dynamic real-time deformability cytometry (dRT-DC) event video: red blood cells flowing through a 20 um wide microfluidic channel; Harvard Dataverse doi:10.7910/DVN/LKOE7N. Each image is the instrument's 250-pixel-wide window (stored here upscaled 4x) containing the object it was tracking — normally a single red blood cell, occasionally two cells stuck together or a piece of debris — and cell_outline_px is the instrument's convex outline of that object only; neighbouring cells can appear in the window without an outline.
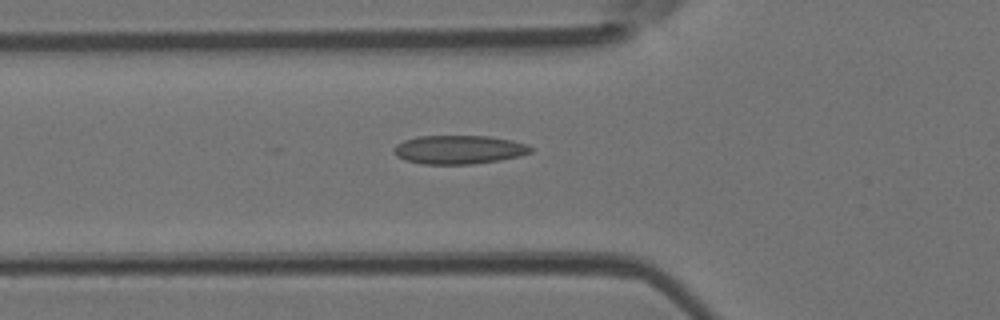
{"species": "Egyptian fruit bat (a non-hibernating species)", "species_latin": "Rousettus aegyptiacus", "temperature_condition": "room temperature", "stored_images_in_passage": 21, "camera_frame_rate_fps": 3000, "um_per_image_px": 0.085, "animal": {"sex": "female"}, "frame": {"image": 1, "passage_image": 17, "time_ms": 5.333, "image_size_px": [1000, 320], "cell_outline_px": [[532, 152], [520, 156], [500, 160], [472, 164], [424, 164], [404, 160], [396, 156], [392, 148], [396, 144], [404, 140], [420, 136], [488, 136], [512, 140], [528, 144], [532, 148]], "centroid_in_image_um": [39.01, 12.72], "position_along_channel_um": 86.8, "area_um2": 23.0}}
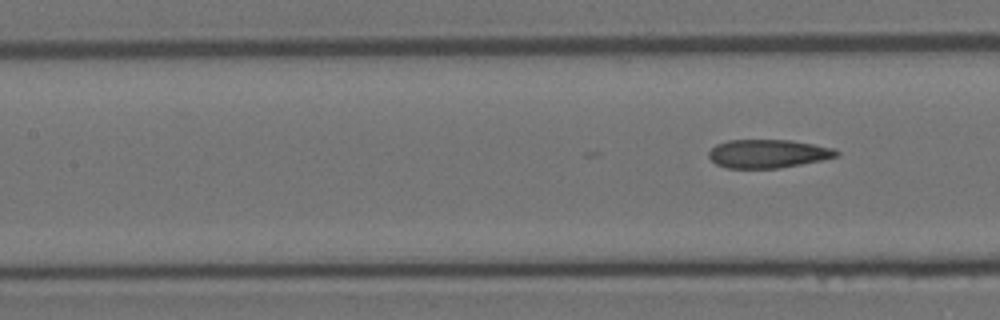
{"frame": {"image": 2, "passage_image": 21, "time_ms": 6.667, "image_size_px": [1000, 320], "cell_outline_px": [[840, 152], [836, 156], [820, 160], [780, 168], [728, 168], [716, 164], [708, 156], [708, 152], [716, 144], [728, 140], [792, 140], [832, 148]], "centroid_in_image_um": [65.23, 13.06], "position_along_channel_um": 142.2, "area_um2": 20.98}}